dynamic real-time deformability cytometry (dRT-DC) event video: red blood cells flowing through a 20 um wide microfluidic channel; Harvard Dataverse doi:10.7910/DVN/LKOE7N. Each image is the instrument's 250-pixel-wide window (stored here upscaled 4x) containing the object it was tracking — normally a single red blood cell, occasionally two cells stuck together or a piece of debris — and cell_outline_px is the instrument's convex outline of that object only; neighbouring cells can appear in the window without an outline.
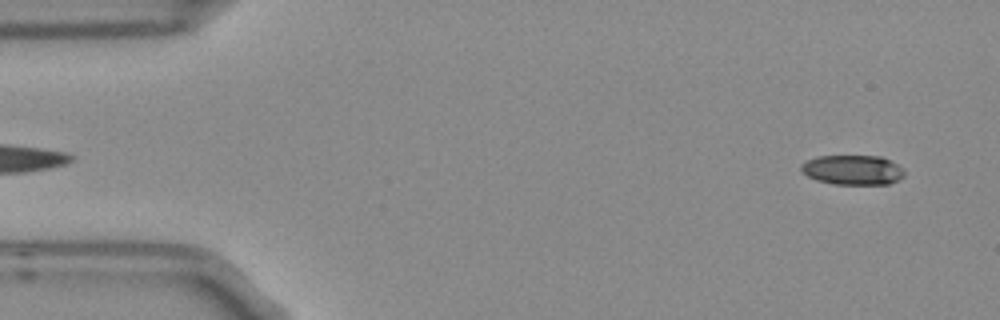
{"species": "Egyptian fruit bat (a non-hibernating species)", "species_latin": "Rousettus aegyptiacus", "temperature_condition": "room temperature", "stored_images_in_passage": 7, "camera_frame_rate_fps": 3000, "um_per_image_px": 0.085, "frame": {"image": 1, "passage_image": 1, "time_ms": 0.0, "image_size_px": [1000, 320], "cell_outline_px": [[904, 176], [900, 180], [888, 184], [836, 184], [816, 180], [808, 176], [800, 168], [800, 164], [816, 156], [880, 156], [904, 168]], "centroid_in_image_um": [72.49, 14.44], "position_along_channel_um": 12.5, "area_um2": 17.86}}
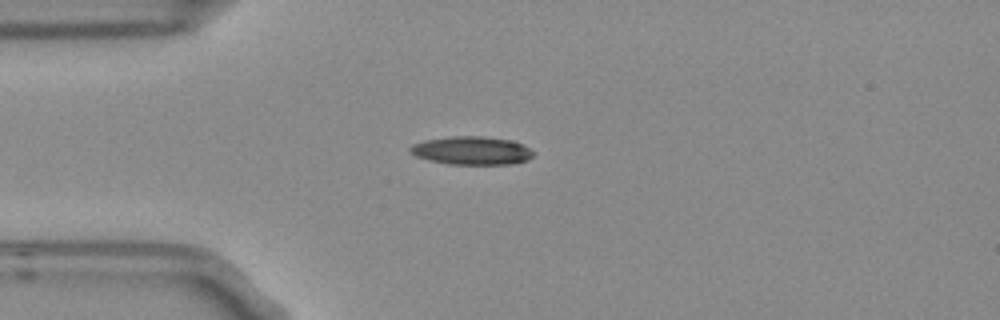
{"frame": {"image": 2, "passage_image": 3, "time_ms": 0.667, "image_size_px": [1000, 320], "cell_outline_px": [[532, 156], [528, 160], [512, 164], [448, 164], [428, 160], [416, 156], [408, 148], [412, 144], [424, 140], [452, 136], [480, 136], [512, 140], [528, 148], [532, 152]], "centroid_in_image_um": [40.06, 12.8], "position_along_channel_um": 44.9, "area_um2": 20.17}}
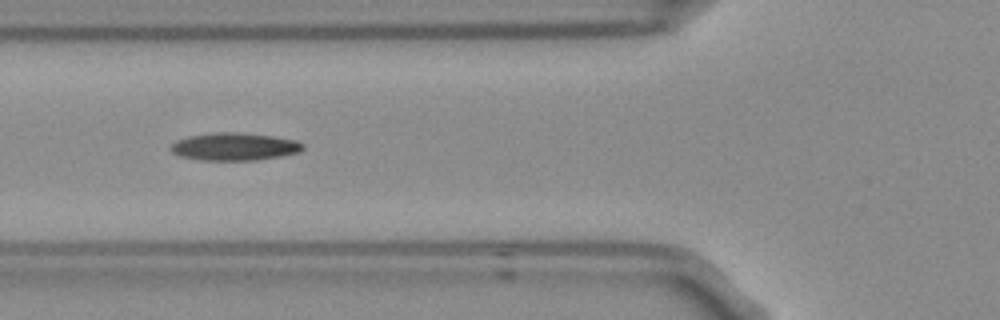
{"frame": {"image": 3, "passage_image": 5, "time_ms": 1.333, "image_size_px": [1000, 320], "cell_outline_px": [[304, 148], [296, 152], [280, 156], [256, 160], [204, 160], [180, 156], [172, 152], [168, 148], [176, 140], [188, 136], [216, 132], [236, 132], [272, 136], [296, 140], [304, 144]], "centroid_in_image_um": [19.89, 12.46], "position_along_channel_um": 105.9, "area_um2": 21.15}}